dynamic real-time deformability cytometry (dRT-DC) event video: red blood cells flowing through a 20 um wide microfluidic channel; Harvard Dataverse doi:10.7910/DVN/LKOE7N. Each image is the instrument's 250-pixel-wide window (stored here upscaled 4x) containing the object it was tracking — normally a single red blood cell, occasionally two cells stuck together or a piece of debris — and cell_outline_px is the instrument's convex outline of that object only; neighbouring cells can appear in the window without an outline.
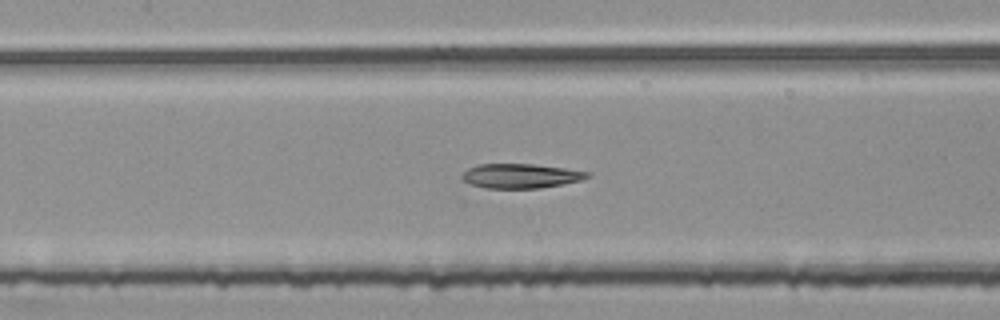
{"species": "common noctule bat (a hibernating species)", "species_latin": "Nyctalus noctula", "temperature_condition": "room temperature", "stored_images_in_passage": 54, "segment_of_instrument_passage": [2, 2], "camera_frame_rate_fps": 3000, "um_per_image_px": 0.085, "animal": {"sex": "female", "body_mass_g": 25.1}, "frame": {"image": 1, "passage_image": 25, "time_ms": 8.0, "image_size_px": [1000, 320], "cell_outline_px": [[592, 176], [580, 180], [540, 188], [484, 188], [468, 184], [460, 176], [468, 168], [480, 164], [532, 164], [564, 168], [592, 172]], "centroid_in_image_um": [44.25, 14.95], "position_along_channel_um": 163.2, "area_um2": 17.86}}
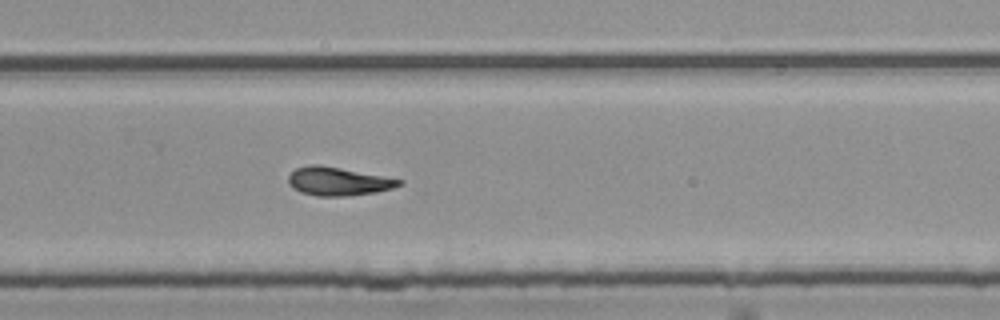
{"frame": {"image": 2, "passage_image": 36, "time_ms": 11.667, "image_size_px": [1000, 320], "cell_outline_px": [[404, 184], [392, 188], [376, 192], [344, 196], [316, 196], [300, 192], [288, 180], [288, 176], [296, 168], [308, 164], [320, 164], [384, 176], [404, 180]], "centroid_in_image_um": [28.77, 15.4], "position_along_channel_um": 301.0, "area_um2": 18.26}}
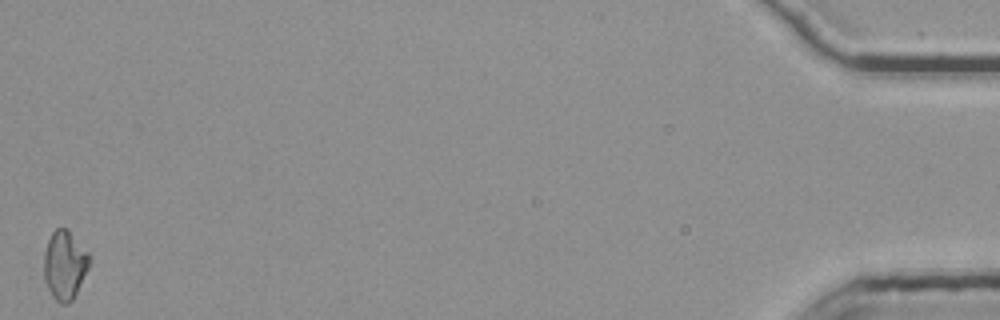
{"frame": {"image": 3, "passage_image": 54, "time_ms": 17.667, "image_size_px": [1000, 320], "cell_outline_px": [[92, 260], [72, 300], [68, 304], [60, 304], [52, 296], [44, 280], [44, 252], [48, 240], [52, 232], [56, 228], [64, 228], [92, 256]], "centroid_in_image_um": [5.49, 22.55], "position_along_channel_um": 429.7, "area_um2": 18.03}}